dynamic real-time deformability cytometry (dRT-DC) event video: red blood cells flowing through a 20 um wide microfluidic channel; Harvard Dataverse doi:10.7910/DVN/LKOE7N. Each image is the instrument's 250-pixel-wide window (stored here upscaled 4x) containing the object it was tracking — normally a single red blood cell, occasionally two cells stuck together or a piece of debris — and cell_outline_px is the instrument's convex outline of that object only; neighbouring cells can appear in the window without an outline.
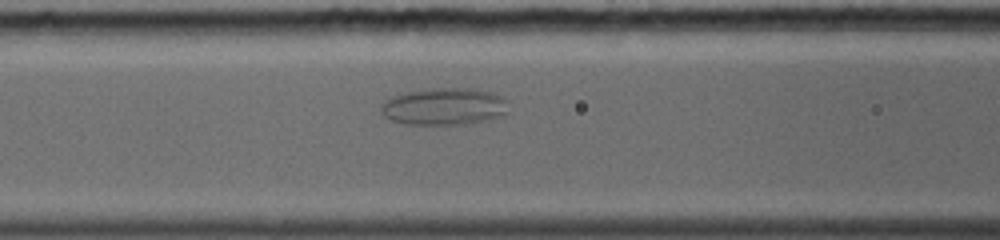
{"species": "common noctule bat (a hibernating species)", "species_latin": "Nyctalus noctula", "temperature_condition": "warm", "stored_images_in_passage": 35, "camera_frame_rate_fps": 5000, "um_per_image_px": 0.085, "animal": {"sex": "female", "body_mass_g": 19.0, "forearm_length_mm": 56.7}, "frame": {"image": 1, "passage_image": 14, "time_ms": 4.6, "image_size_px": [1000, 240], "cell_outline_px": [[508, 112], [484, 120], [468, 124], [404, 124], [392, 120], [384, 116], [380, 112], [380, 108], [384, 100], [392, 96], [404, 92], [428, 88], [472, 88], [488, 92], [500, 96], [504, 100]], "centroid_in_image_um": [37.66, 9.04], "position_along_channel_um": 128.9, "area_um2": 27.4}}
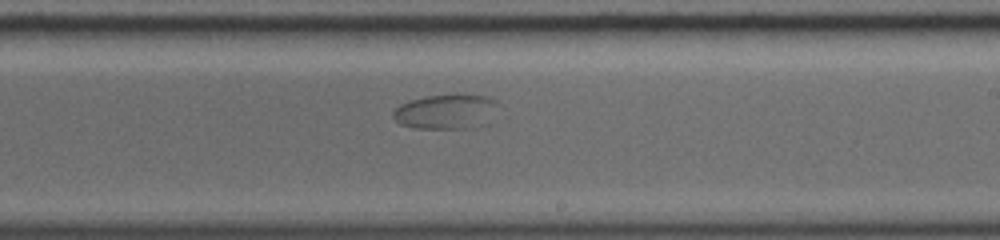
{"frame": {"image": 2, "passage_image": 22, "time_ms": 7.6, "image_size_px": [1000, 240], "cell_outline_px": [[500, 104], [464, 128], [412, 128], [400, 124], [392, 116], [392, 112], [400, 104], [408, 100], [428, 96], [456, 92], [484, 96], [496, 100]], "centroid_in_image_um": [37.7, 9.41], "position_along_channel_um": 251.3, "area_um2": 20.35}}
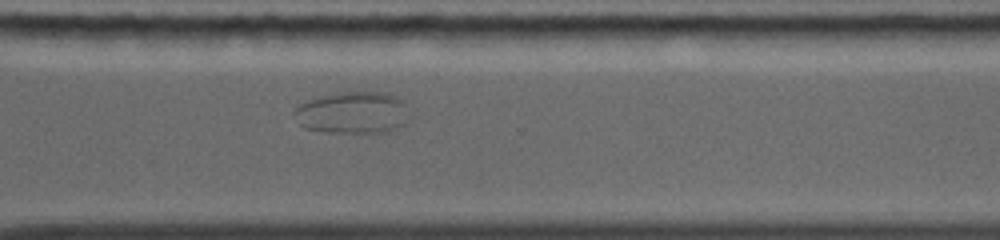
{"frame": {"image": 3, "passage_image": 28, "time_ms": 9.8, "image_size_px": [1000, 240], "cell_outline_px": [[412, 116], [404, 124], [396, 128], [384, 132], [328, 132], [304, 128], [292, 116], [292, 112], [300, 104], [308, 100], [320, 96], [340, 92], [384, 92], [404, 100]], "centroid_in_image_um": [30.0, 9.57], "position_along_channel_um": 340.6, "area_um2": 28.44}}